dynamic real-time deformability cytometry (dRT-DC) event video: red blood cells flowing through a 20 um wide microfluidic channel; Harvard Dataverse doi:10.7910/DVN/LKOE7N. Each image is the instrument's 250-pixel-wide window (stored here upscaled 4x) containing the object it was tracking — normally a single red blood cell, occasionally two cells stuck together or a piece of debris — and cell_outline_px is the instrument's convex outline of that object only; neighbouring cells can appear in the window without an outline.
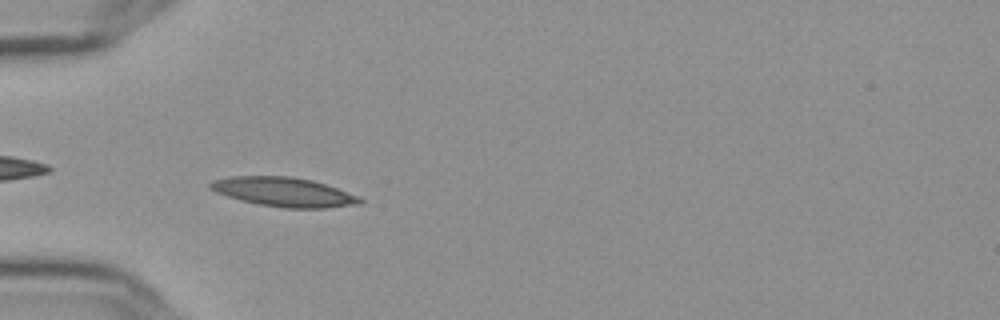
{"species": "Egyptian fruit bat (a non-hibernating species)", "species_latin": "Rousettus aegyptiacus", "temperature_condition": "cold", "stored_images_in_passage": 56, "camera_frame_rate_fps": 3000, "um_per_image_px": 0.085, "frame": {"image": 1, "passage_image": 17, "time_ms": 5.333, "image_size_px": [1000, 320], "cell_outline_px": [[364, 200], [360, 204], [324, 208], [284, 208], [260, 204], [240, 200], [216, 192], [208, 188], [208, 184], [212, 180], [228, 176], [292, 176], [312, 180], [360, 196]], "centroid_in_image_um": [24.11, 16.31], "position_along_channel_um": 60.9, "area_um2": 25.55}}
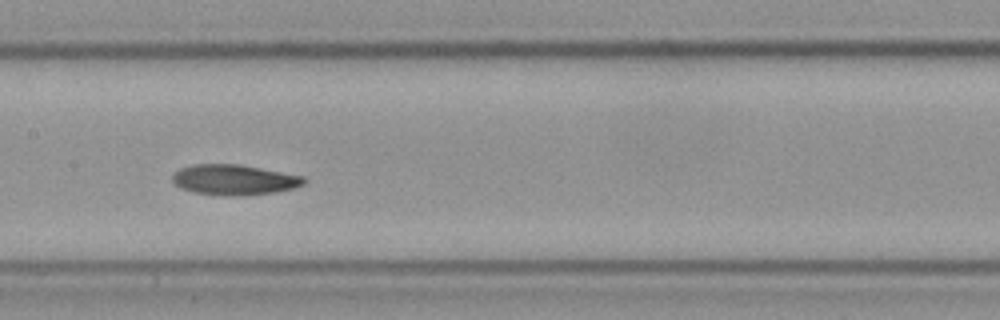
{"frame": {"image": 2, "passage_image": 28, "time_ms": 9.0, "image_size_px": [1000, 320], "cell_outline_px": [[308, 180], [304, 184], [292, 188], [276, 192], [240, 196], [220, 196], [192, 192], [180, 188], [172, 180], [172, 176], [180, 168], [196, 164], [236, 164], [304, 176]], "centroid_in_image_um": [19.9, 15.3], "position_along_channel_um": 187.5, "area_um2": 23.29}}
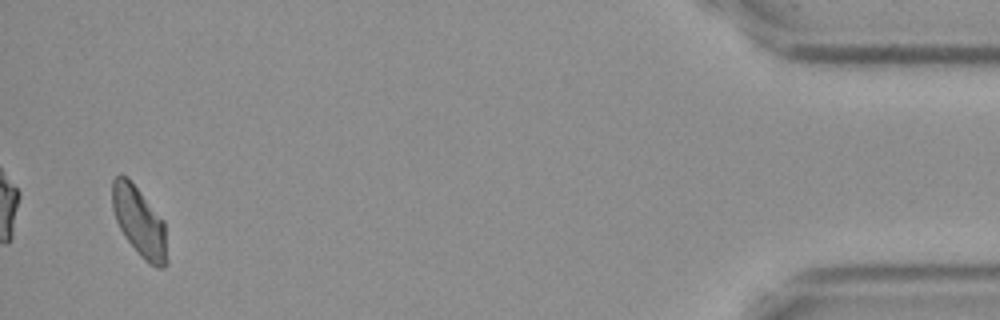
{"frame": {"image": 3, "passage_image": 54, "time_ms": 17.667, "image_size_px": [1000, 320], "cell_outline_px": [[168, 264], [164, 268], [156, 268], [148, 264], [140, 256], [124, 236], [116, 220], [112, 208], [112, 180], [120, 172], [140, 192], [164, 220], [168, 260]], "centroid_in_image_um": [11.86, 18.91], "position_along_channel_um": 423.3, "area_um2": 22.25}, "authors_computed_cell_mechanics": {"area_um2": 22.831, "velocity_mm_per_s": 3.5844, "shape_relaxation_time_tau1_ms": 10.3413, "shape_relaxation_time_tau2_ms": 6.1894, "deformation_change_tau1": 0.2177, "deformation_change_tau2": 0.1153}}